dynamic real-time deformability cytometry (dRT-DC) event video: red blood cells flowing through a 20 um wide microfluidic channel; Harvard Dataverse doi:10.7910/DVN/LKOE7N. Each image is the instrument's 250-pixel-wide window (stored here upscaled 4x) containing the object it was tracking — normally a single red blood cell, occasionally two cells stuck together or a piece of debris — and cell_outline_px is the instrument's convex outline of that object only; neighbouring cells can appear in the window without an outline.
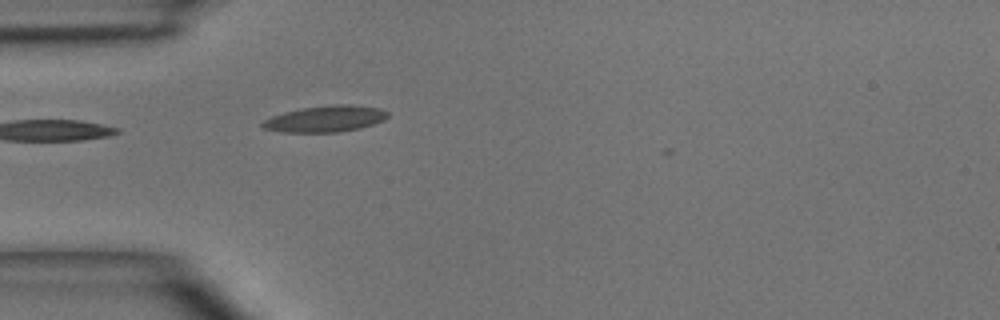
{"species": "common noctule bat (a hibernating species)", "species_latin": "Nyctalus noctula", "temperature_condition": "room temperature", "stored_images_in_passage": 4, "camera_frame_rate_fps": 3000, "um_per_image_px": 0.085, "animal": {"sex": "male", "body_mass_g": 15.6}, "frame": {"image": 1, "passage_image": 4, "time_ms": 3.333, "image_size_px": [1000, 320], "cell_outline_px": [[388, 116], [384, 120], [360, 128], [340, 132], [280, 132], [260, 128], [260, 124], [264, 120], [272, 116], [284, 112], [304, 108], [332, 104], [348, 104], [380, 108], [388, 112]], "centroid_in_image_um": [27.63, 10.1], "position_along_channel_um": 57.4, "area_um2": 19.25}}